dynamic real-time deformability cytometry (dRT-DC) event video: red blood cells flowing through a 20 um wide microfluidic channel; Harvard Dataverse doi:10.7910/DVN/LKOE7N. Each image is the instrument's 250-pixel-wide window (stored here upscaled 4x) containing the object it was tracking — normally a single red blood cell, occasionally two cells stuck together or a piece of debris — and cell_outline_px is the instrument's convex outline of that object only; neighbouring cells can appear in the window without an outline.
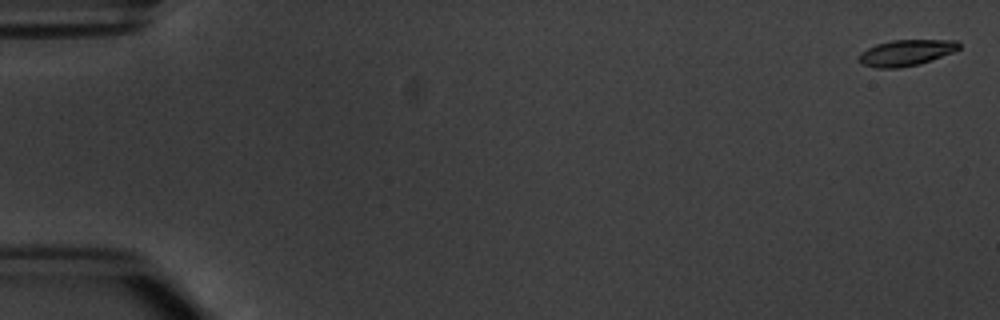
{"species": "common noctule bat (a hibernating species)", "species_latin": "Nyctalus noctula", "temperature_condition": "warm", "stored_images_in_passage": 6, "camera_frame_rate_fps": 3000, "um_per_image_px": 0.085, "animal": {"sex": "male", "body_mass_g": 20.1, "forearm_length_mm": 53.5}, "frame": {"image": 1, "passage_image": 1, "time_ms": 0.0, "image_size_px": [1000, 320], "cell_outline_px": [[960, 48], [952, 52], [932, 60], [920, 64], [900, 68], [876, 68], [860, 64], [860, 52], [876, 44], [892, 40], [956, 40], [960, 44]], "centroid_in_image_um": [77.01, 4.49], "position_along_channel_um": 8.0, "area_um2": 15.2}}
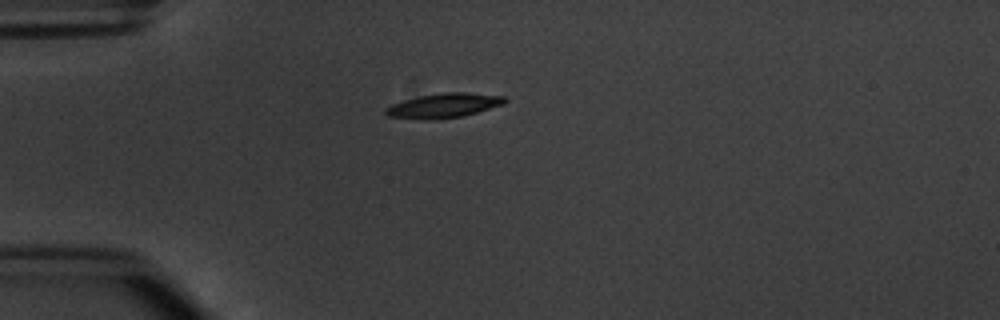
{"frame": {"image": 2, "passage_image": 5, "time_ms": 4.667, "image_size_px": [1000, 320], "cell_outline_px": [[508, 100], [504, 104], [464, 116], [432, 120], [420, 120], [388, 116], [384, 112], [384, 108], [392, 104], [404, 100], [420, 96], [440, 92], [468, 92], [504, 96]], "centroid_in_image_um": [37.72, 8.97], "position_along_channel_um": 47.3, "area_um2": 17.22}}